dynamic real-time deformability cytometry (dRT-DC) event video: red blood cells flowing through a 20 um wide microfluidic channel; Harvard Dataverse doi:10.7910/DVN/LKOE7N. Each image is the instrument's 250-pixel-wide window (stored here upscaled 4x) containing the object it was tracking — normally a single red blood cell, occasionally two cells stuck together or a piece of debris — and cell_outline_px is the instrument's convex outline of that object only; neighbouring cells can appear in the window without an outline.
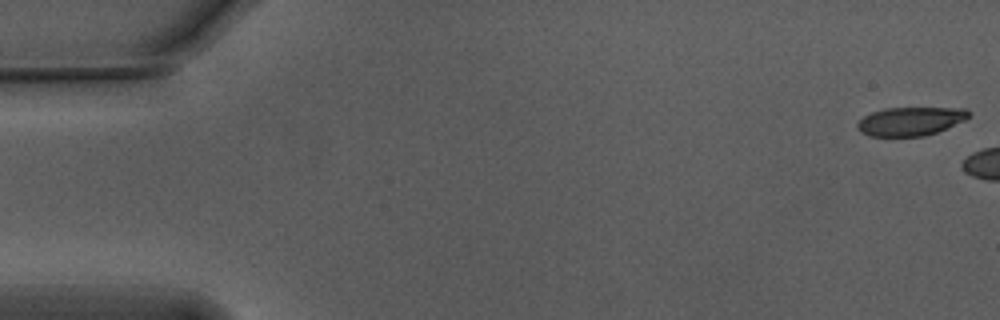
{"species": "Egyptian fruit bat (a non-hibernating species)", "species_latin": "Rousettus aegyptiacus", "temperature_condition": "warm", "stored_images_in_passage": 9, "camera_frame_rate_fps": 3000, "um_per_image_px": 0.085, "animal": {"sex": "male"}, "frame": {"image": 1, "passage_image": 1, "time_ms": 0.0, "image_size_px": [1000, 320], "cell_outline_px": [[972, 116], [964, 120], [936, 132], [924, 136], [872, 136], [860, 132], [856, 128], [856, 124], [864, 116], [872, 112], [884, 108], [964, 108], [972, 112]], "centroid_in_image_um": [77.39, 10.3], "position_along_channel_um": 7.6, "area_um2": 18.55}}